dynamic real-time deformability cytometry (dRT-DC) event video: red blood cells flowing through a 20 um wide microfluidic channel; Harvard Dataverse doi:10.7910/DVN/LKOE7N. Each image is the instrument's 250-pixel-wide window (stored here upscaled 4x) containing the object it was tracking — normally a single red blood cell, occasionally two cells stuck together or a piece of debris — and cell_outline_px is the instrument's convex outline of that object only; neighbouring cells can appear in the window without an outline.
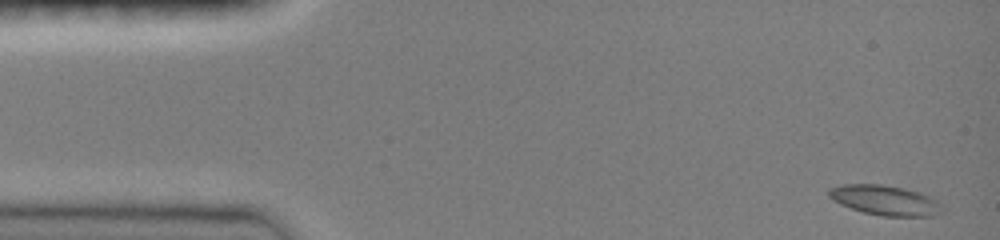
{"species": "common noctule bat (a hibernating species)", "species_latin": "Nyctalus noctula", "temperature_condition": "room temperature", "stored_images_in_passage": 48, "camera_frame_rate_fps": 3000, "um_per_image_px": 0.085, "animal": {"sex": "female", "body_mass_g": 19.0, "forearm_length_mm": 51.5}, "frame": {"image": 1, "passage_image": 2, "time_ms": 0.333, "image_size_px": [1000, 240], "cell_outline_px": [[944, 212], [932, 216], [880, 216], [864, 212], [840, 204], [832, 200], [828, 196], [828, 188], [844, 184], [880, 184], [900, 188], [916, 192], [928, 196]], "centroid_in_image_um": [75.13, 17.03], "position_along_channel_um": 9.9, "area_um2": 19.31}}
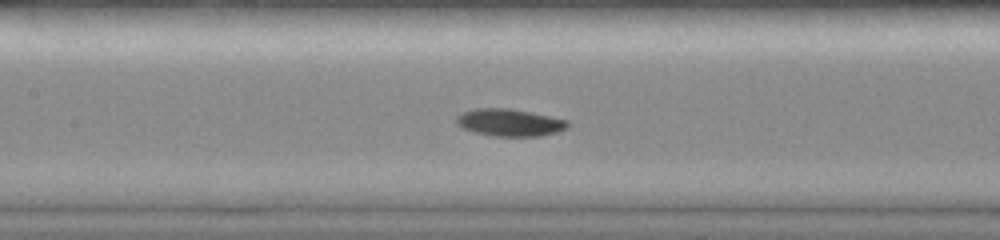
{"frame": {"image": 2, "passage_image": 22, "time_ms": 7.0, "image_size_px": [1000, 240], "cell_outline_px": [[568, 128], [556, 132], [540, 136], [492, 136], [476, 132], [464, 128], [456, 124], [456, 116], [460, 112], [476, 108], [512, 108], [532, 112], [568, 120]], "centroid_in_image_um": [43.31, 10.4], "position_along_channel_um": 164.1, "area_um2": 17.8}}
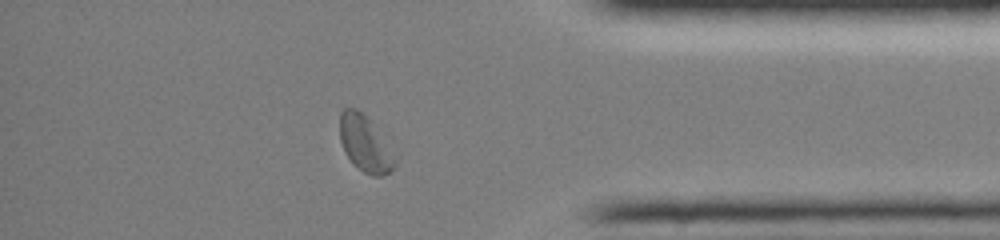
{"frame": {"image": 3, "passage_image": 41, "time_ms": 13.333, "image_size_px": [1000, 240], "cell_outline_px": [[400, 148], [396, 168], [392, 172], [380, 176], [372, 176], [364, 172], [344, 152], [340, 140], [340, 112], [344, 108], [356, 108], [364, 112]], "centroid_in_image_um": [31.22, 12.19], "position_along_channel_um": 404.0, "area_um2": 19.71}}